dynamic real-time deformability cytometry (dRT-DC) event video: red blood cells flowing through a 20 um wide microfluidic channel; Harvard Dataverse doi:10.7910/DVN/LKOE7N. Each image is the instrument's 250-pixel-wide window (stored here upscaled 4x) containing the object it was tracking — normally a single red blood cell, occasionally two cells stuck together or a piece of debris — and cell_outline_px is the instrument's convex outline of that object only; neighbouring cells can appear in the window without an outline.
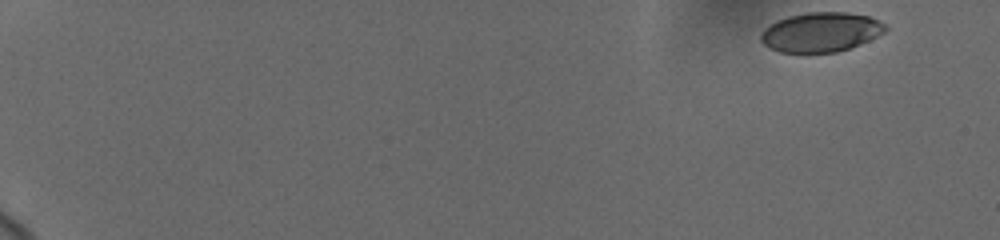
{"species": "human", "species_latin": "Homo sapiens", "temperature_condition": "cold", "stored_images_in_passage": 27, "camera_frame_rate_fps": 3000, "um_per_image_px": 0.085, "donor": {"sex": "female"}, "frame": {"image": 1, "passage_image": 1, "time_ms": 0.0, "image_size_px": [1000, 240], "cell_outline_px": [[888, 28], [884, 32], [860, 44], [836, 52], [804, 56], [780, 52], [768, 48], [760, 40], [760, 32], [768, 24], [776, 20], [788, 16], [808, 12], [848, 12], [868, 16], [880, 20]], "centroid_in_image_um": [69.7, 2.77], "position_along_channel_um": 15.3, "area_um2": 29.59}}
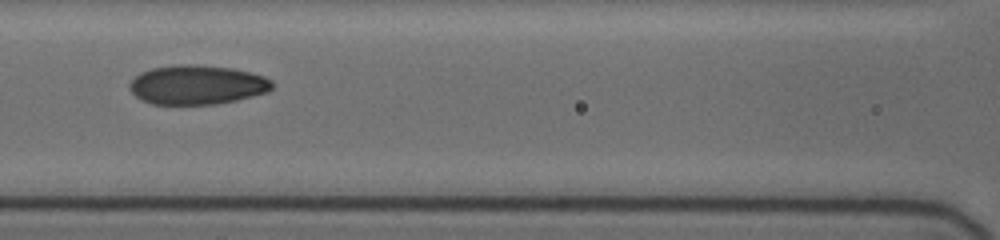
{"frame": {"image": 2, "passage_image": 20, "time_ms": 8.667, "image_size_px": [1000, 240], "cell_outline_px": [[276, 84], [268, 92], [236, 100], [216, 104], [152, 104], [136, 96], [128, 88], [128, 84], [140, 72], [152, 68], [176, 64], [196, 64], [232, 68], [264, 76], [272, 80]], "centroid_in_image_um": [16.76, 7.2], "position_along_channel_um": 149.8, "area_um2": 32.77}}
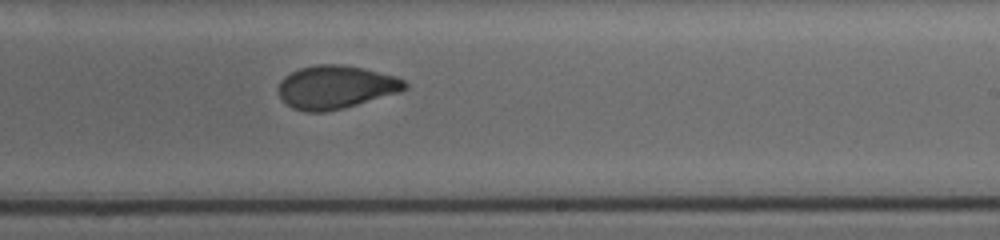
{"frame": {"image": 3, "passage_image": 27, "time_ms": 11.667, "image_size_px": [1000, 240], "cell_outline_px": [[408, 88], [400, 92], [344, 108], [324, 112], [304, 112], [292, 108], [280, 96], [276, 88], [280, 80], [284, 76], [300, 68], [316, 64], [340, 64], [364, 68], [396, 76], [404, 80], [408, 84]], "centroid_in_image_um": [28.53, 7.4], "position_along_channel_um": 260.5, "area_um2": 32.08}}